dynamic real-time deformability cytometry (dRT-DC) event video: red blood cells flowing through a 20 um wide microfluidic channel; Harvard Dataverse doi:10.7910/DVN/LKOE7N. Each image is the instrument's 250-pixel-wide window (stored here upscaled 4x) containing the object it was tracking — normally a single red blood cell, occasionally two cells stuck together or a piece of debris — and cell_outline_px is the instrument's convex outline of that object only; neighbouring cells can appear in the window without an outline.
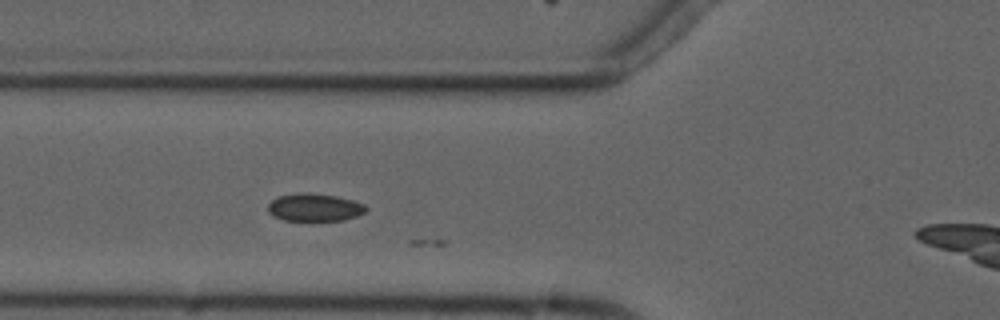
{"species": "common noctule bat (a hibernating species)", "species_latin": "Nyctalus noctula", "temperature_condition": "cold", "stored_images_in_passage": 6, "camera_frame_rate_fps": 3000, "um_per_image_px": 0.085, "animal": {"sex": "male", "forearm_length_mm": 52.5}, "frame": {"image": 1, "passage_image": 5, "time_ms": 4.667, "image_size_px": [1000, 320], "cell_outline_px": [[368, 208], [364, 212], [356, 216], [344, 220], [284, 220], [272, 216], [268, 212], [268, 204], [272, 200], [280, 196], [300, 192], [308, 192], [336, 196], [352, 200], [364, 204]], "centroid_in_image_um": [26.72, 17.62], "position_along_channel_um": 99.1, "area_um2": 15.78}}